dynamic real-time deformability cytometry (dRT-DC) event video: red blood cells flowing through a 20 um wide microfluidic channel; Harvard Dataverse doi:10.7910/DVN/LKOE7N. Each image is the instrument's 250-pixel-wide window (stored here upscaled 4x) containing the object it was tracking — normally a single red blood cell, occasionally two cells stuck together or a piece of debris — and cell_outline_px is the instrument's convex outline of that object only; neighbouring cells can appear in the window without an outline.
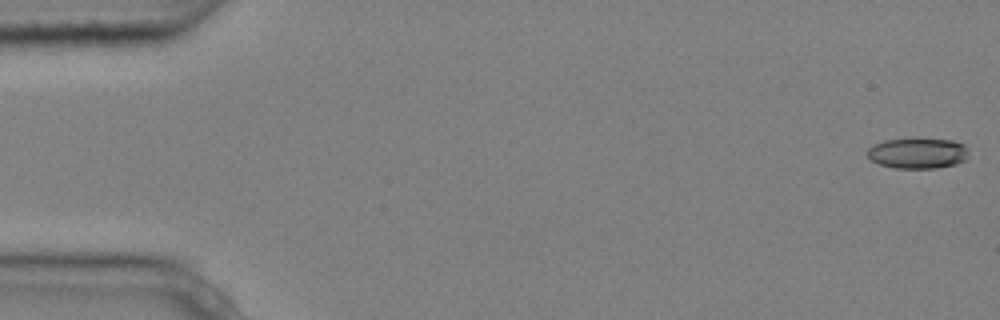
{"species": "common noctule bat (a hibernating species)", "species_latin": "Nyctalus noctula", "temperature_condition": "cold", "stored_images_in_passage": 3, "camera_frame_rate_fps": 3000, "um_per_image_px": 0.085, "animal": {"sex": "male", "body_mass_g": 20.4}, "frame": {"image": 1, "passage_image": 1, "time_ms": 0.0, "image_size_px": [1000, 320], "cell_outline_px": [[968, 160], [956, 164], [936, 168], [896, 168], [880, 164], [872, 160], [868, 156], [868, 148], [872, 144], [884, 140], [952, 140], [964, 144], [968, 148]], "centroid_in_image_um": [78.05, 13.04], "position_along_channel_um": 7.0, "area_um2": 17.86}}